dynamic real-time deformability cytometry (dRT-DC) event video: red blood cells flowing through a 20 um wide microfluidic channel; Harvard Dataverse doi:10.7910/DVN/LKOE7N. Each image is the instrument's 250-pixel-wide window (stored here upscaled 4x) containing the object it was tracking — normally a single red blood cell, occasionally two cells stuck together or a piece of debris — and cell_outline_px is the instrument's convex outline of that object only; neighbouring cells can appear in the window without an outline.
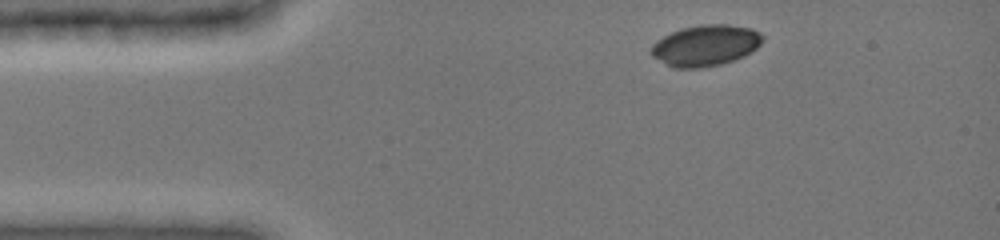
{"species": "common noctule bat (a hibernating species)", "species_latin": "Nyctalus noctula", "temperature_condition": "cold", "stored_images_in_passage": 7, "camera_frame_rate_fps": 3000, "um_per_image_px": 0.085, "animal": {"sex": "female", "body_mass_g": 19.0, "forearm_length_mm": 51.5}, "frame": {"image": 1, "passage_image": 1, "time_ms": 0.0, "image_size_px": [1000, 240], "cell_outline_px": [[764, 40], [752, 52], [744, 56], [720, 64], [700, 68], [672, 68], [652, 56], [648, 52], [652, 44], [656, 40], [672, 32], [684, 28], [700, 24], [728, 24], [752, 28], [760, 32], [764, 36]], "centroid_in_image_um": [59.97, 3.86], "position_along_channel_um": 25.0, "area_um2": 26.88}}
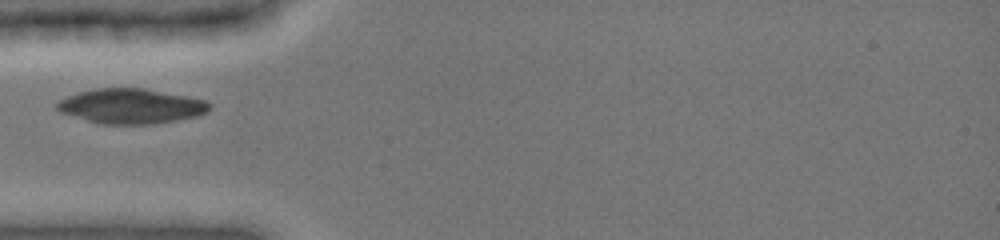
{"frame": {"image": 2, "passage_image": 4, "time_ms": 2.667, "image_size_px": [1000, 240], "cell_outline_px": [[212, 108], [208, 112], [196, 116], [176, 120], [152, 124], [100, 124], [60, 112], [56, 108], [56, 104], [60, 100], [68, 96], [80, 92], [96, 88], [144, 88], [204, 100], [212, 104]], "centroid_in_image_um": [11.15, 9.03], "position_along_channel_um": 73.9, "area_um2": 30.81}}
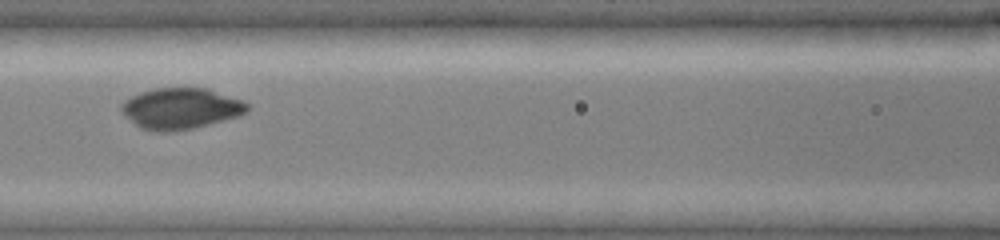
{"frame": {"image": 3, "passage_image": 6, "time_ms": 4.667, "image_size_px": [1000, 240], "cell_outline_px": [[248, 112], [240, 116], [192, 128], [172, 132], [152, 132], [140, 128], [124, 116], [120, 112], [120, 104], [124, 100], [140, 92], [152, 88], [208, 88], [244, 100], [248, 104]], "centroid_in_image_um": [15.34, 9.22], "position_along_channel_um": 151.3, "area_um2": 30.58}}